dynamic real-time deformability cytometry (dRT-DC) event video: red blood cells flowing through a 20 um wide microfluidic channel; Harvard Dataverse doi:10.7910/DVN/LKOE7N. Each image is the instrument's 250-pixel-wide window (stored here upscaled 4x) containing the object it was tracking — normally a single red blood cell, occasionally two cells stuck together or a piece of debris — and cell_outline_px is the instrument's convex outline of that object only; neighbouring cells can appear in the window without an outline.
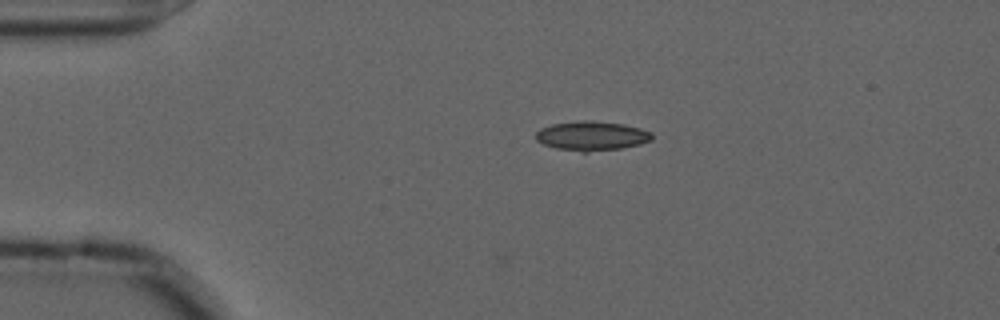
{"species": "common noctule bat (a hibernating species)", "species_latin": "Nyctalus noctula", "temperature_condition": "cold", "stored_images_in_passage": 45, "camera_frame_rate_fps": 3000, "um_per_image_px": 0.085, "animal": {"sex": "male", "forearm_length_mm": 52.5}, "frame": {"image": 1, "passage_image": 1, "time_ms": 0.0, "image_size_px": [1000, 320], "cell_outline_px": [[652, 140], [640, 144], [620, 148], [588, 152], [584, 152], [556, 148], [544, 144], [536, 140], [536, 132], [540, 128], [552, 124], [584, 120], [592, 120], [624, 124], [640, 128], [652, 132]], "centroid_in_image_um": [50.3, 11.54], "position_along_channel_um": 34.7, "area_um2": 19.83}}
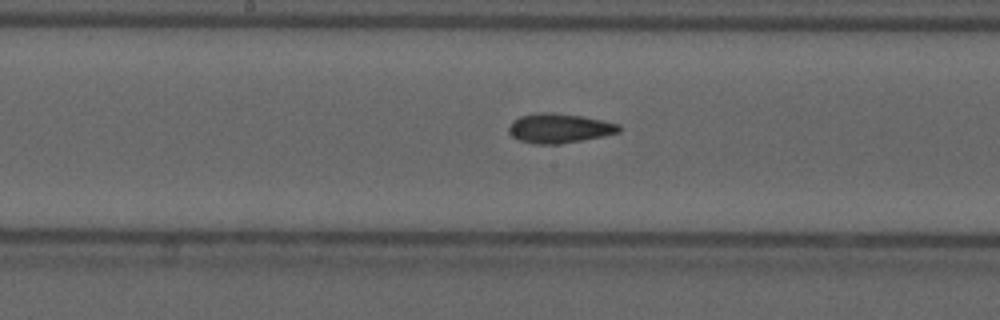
{"frame": {"image": 2, "passage_image": 18, "time_ms": 5.667, "image_size_px": [1000, 320], "cell_outline_px": [[620, 132], [560, 144], [536, 144], [520, 140], [512, 136], [508, 132], [508, 128], [512, 120], [520, 116], [540, 112], [544, 112], [580, 116], [620, 124]], "centroid_in_image_um": [47.49, 10.9], "position_along_channel_um": 200.7, "area_um2": 18.61}}
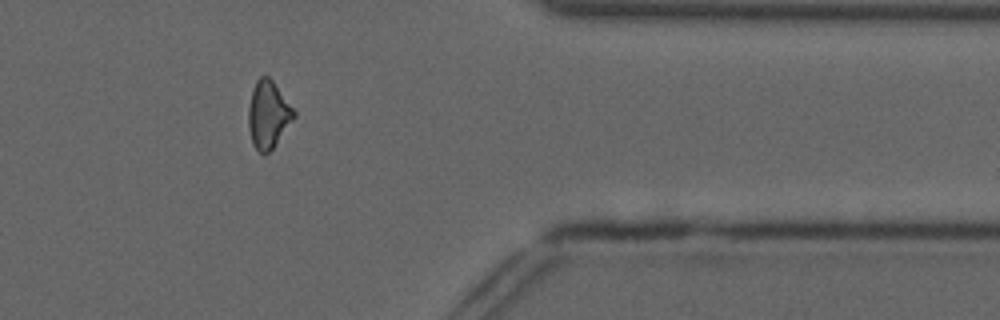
{"frame": {"image": 3, "passage_image": 35, "time_ms": 11.333, "image_size_px": [1000, 320], "cell_outline_px": [[296, 116], [276, 144], [264, 156], [252, 144], [248, 128], [248, 108], [252, 92], [256, 80], [260, 76], [268, 76], [272, 80], [296, 112]], "centroid_in_image_um": [22.79, 9.76], "position_along_channel_um": 388.6, "area_um2": 17.8}, "authors_computed_cell_mechanics": {"area_um2": 18.3226, "velocity_mm_per_s": 3.6561, "shape_relaxation_time_tau1_ms": null, "shape_relaxation_time_tau2_ms": 2.5675, "deformation_change_tau1": null, "deformation_change_tau2": 0.0831}}